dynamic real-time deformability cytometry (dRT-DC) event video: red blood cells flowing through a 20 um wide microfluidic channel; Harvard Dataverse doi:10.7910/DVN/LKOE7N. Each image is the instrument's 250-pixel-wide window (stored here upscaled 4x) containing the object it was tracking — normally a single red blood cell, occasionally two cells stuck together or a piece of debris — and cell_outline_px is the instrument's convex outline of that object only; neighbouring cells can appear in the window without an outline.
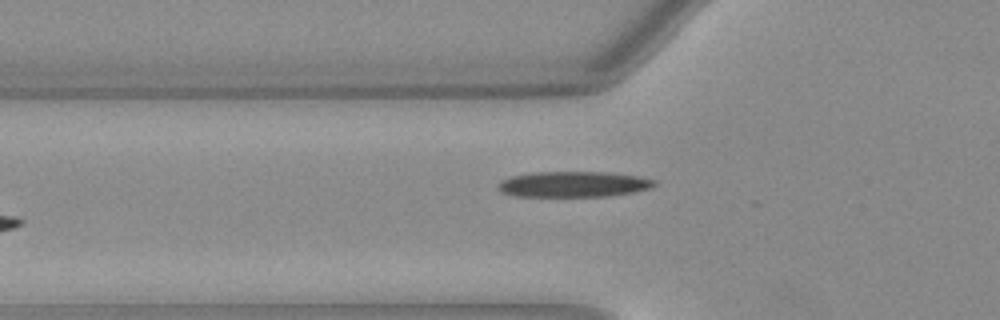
{"species": "Egyptian fruit bat (a non-hibernating species)", "species_latin": "Rousettus aegyptiacus", "temperature_condition": "warm", "stored_images_in_passage": 22, "camera_frame_rate_fps": 3000, "um_per_image_px": 0.085, "animal": {"sex": "female"}, "frame": {"image": 1, "passage_image": 3, "time_ms": 0.667, "image_size_px": [1000, 320], "cell_outline_px": [[656, 184], [652, 188], [632, 192], [608, 196], [516, 196], [500, 192], [496, 184], [500, 180], [512, 176], [532, 172], [604, 172], [640, 176], [656, 180]], "centroid_in_image_um": [48.73, 15.65], "position_along_channel_um": 77.1, "area_um2": 23.47}}
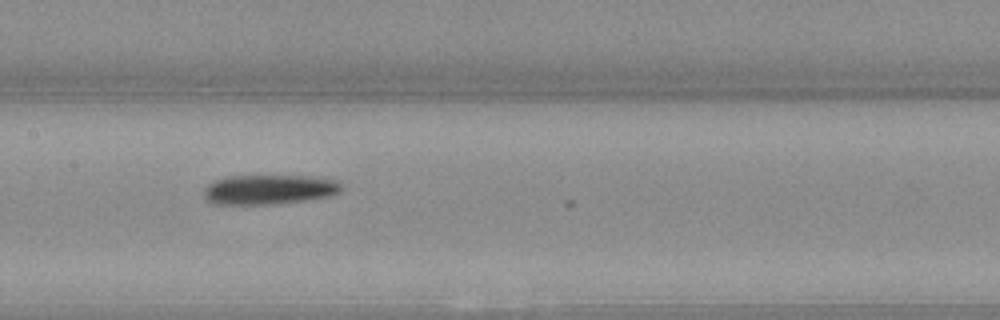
{"frame": {"image": 2, "passage_image": 11, "time_ms": 3.333, "image_size_px": [1000, 320], "cell_outline_px": [[340, 192], [328, 196], [304, 200], [268, 204], [212, 204], [204, 196], [204, 188], [212, 180], [224, 176], [312, 176], [336, 180], [340, 184]], "centroid_in_image_um": [22.8, 16.09], "position_along_channel_um": 184.6, "area_um2": 23.7}}
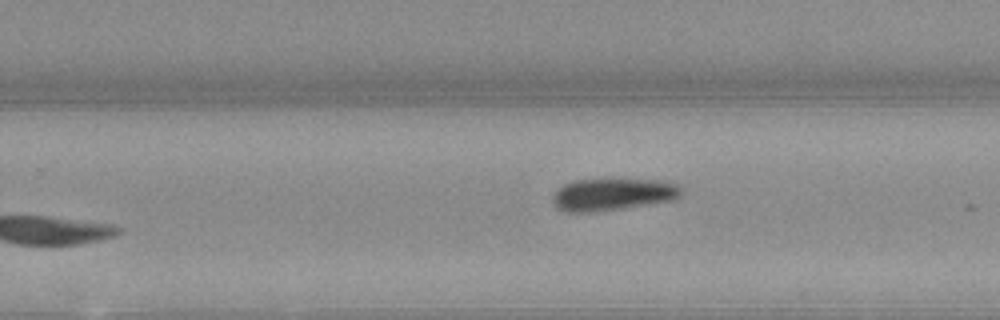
{"frame": {"image": 3, "passage_image": 18, "time_ms": 5.667, "image_size_px": [1000, 320], "cell_outline_px": [[680, 196], [672, 200], [596, 212], [564, 212], [556, 208], [552, 200], [552, 196], [556, 188], [572, 180], [604, 176], [664, 180], [680, 184]], "centroid_in_image_um": [52.03, 16.46], "position_along_channel_um": 277.8, "area_um2": 25.43}}